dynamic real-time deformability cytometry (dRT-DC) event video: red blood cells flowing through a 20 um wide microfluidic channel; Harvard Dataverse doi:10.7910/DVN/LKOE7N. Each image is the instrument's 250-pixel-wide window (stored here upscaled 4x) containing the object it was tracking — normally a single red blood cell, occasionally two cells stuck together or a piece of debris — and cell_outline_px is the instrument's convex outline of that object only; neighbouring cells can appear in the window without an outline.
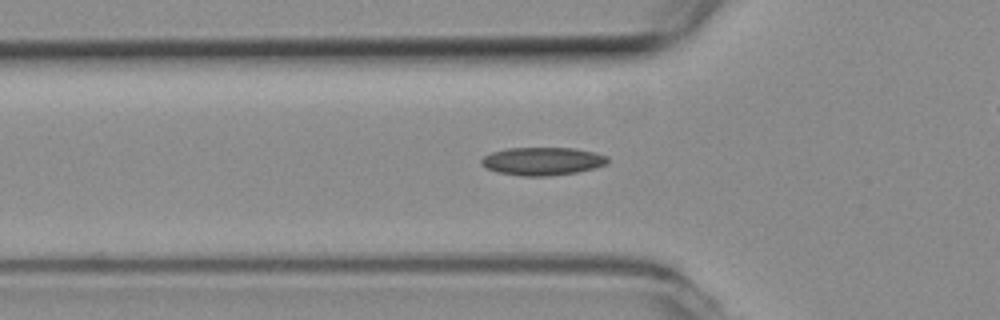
{"species": "common noctule bat (a hibernating species)", "species_latin": "Nyctalus noctula", "temperature_condition": "room temperature", "stored_images_in_passage": 47, "camera_frame_rate_fps": 3000, "um_per_image_px": 0.085, "animal": {"sex": "female", "body_mass_g": 19.3, "forearm_length_mm": 54.1}, "frame": {"image": 1, "passage_image": 10, "time_ms": 3.0, "image_size_px": [1000, 320], "cell_outline_px": [[608, 164], [596, 168], [576, 172], [548, 176], [520, 176], [496, 172], [480, 164], [480, 160], [484, 156], [492, 152], [508, 148], [572, 148], [596, 152], [608, 156]], "centroid_in_image_um": [46.13, 13.7], "position_along_channel_um": 79.7, "area_um2": 20.75}}
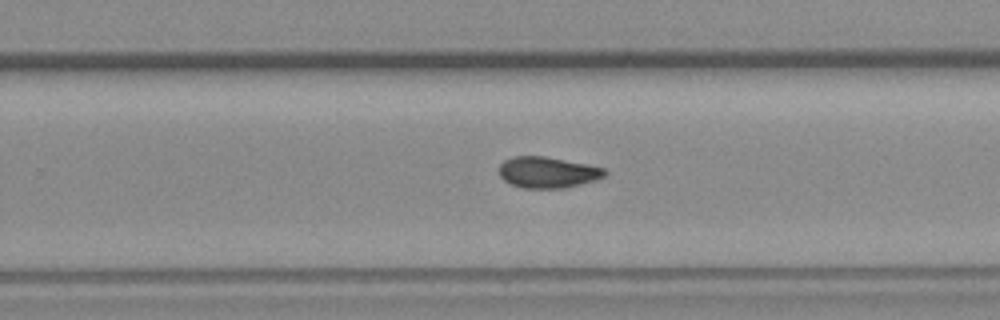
{"frame": {"image": 2, "passage_image": 26, "time_ms": 8.333, "image_size_px": [1000, 320], "cell_outline_px": [[608, 172], [604, 176], [596, 180], [564, 188], [520, 188], [504, 180], [500, 176], [500, 164], [504, 160], [512, 156], [544, 156], [588, 164], [604, 168]], "centroid_in_image_um": [46.55, 14.64], "position_along_channel_um": 283.2, "area_um2": 19.19}}
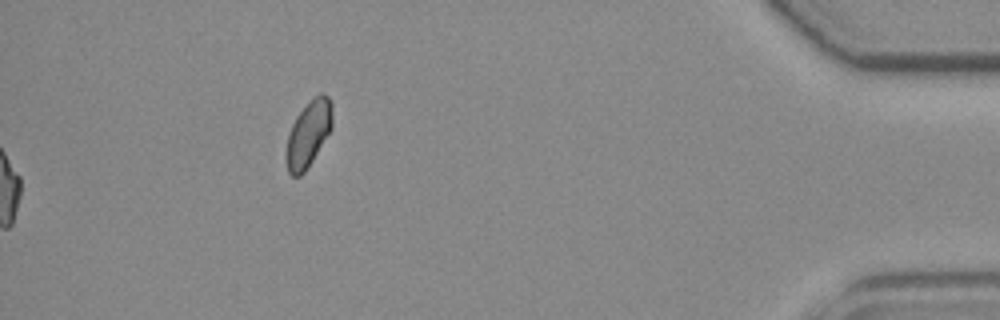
{"frame": {"image": 3, "passage_image": 47, "time_ms": 15.333, "image_size_px": [1000, 320], "cell_outline_px": [[332, 128], [312, 160], [304, 172], [300, 176], [292, 176], [288, 172], [284, 156], [288, 136], [292, 124], [296, 116], [320, 92], [324, 92], [328, 96], [332, 104]], "centroid_in_image_um": [26.2, 11.39], "position_along_channel_um": 409.0, "area_um2": 17.63}, "authors_computed_cell_mechanics": {"area_um2": 19.074, "velocity_mm_per_s": 3.818, "shape_relaxation_time_tau1_ms": null, "shape_relaxation_time_tau2_ms": 2.7243, "deformation_change_tau1": null, "deformation_change_tau2": 0.064}}